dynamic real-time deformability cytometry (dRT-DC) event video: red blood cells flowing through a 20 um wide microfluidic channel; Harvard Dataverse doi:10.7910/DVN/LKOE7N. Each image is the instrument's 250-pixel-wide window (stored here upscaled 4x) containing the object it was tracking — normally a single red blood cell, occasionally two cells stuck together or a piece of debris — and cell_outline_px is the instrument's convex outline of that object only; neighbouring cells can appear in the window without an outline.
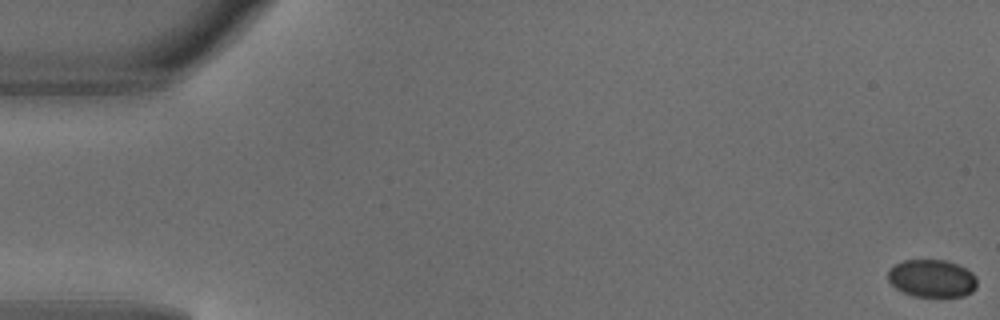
{"species": "common noctule bat (a hibernating species)", "species_latin": "Nyctalus noctula", "temperature_condition": "warm", "stored_images_in_passage": 5, "camera_frame_rate_fps": 3000, "um_per_image_px": 0.085, "animal": {"sex": "male", "body_mass_g": 18.8}, "frame": {"image": 1, "passage_image": 1, "time_ms": 0.0, "image_size_px": [1000, 320], "cell_outline_px": [[976, 288], [972, 292], [964, 296], [912, 296], [896, 288], [888, 280], [888, 268], [904, 260], [944, 260], [956, 264], [972, 272], [976, 276]], "centroid_in_image_um": [79.21, 23.66], "position_along_channel_um": 5.8, "area_um2": 19.48}}
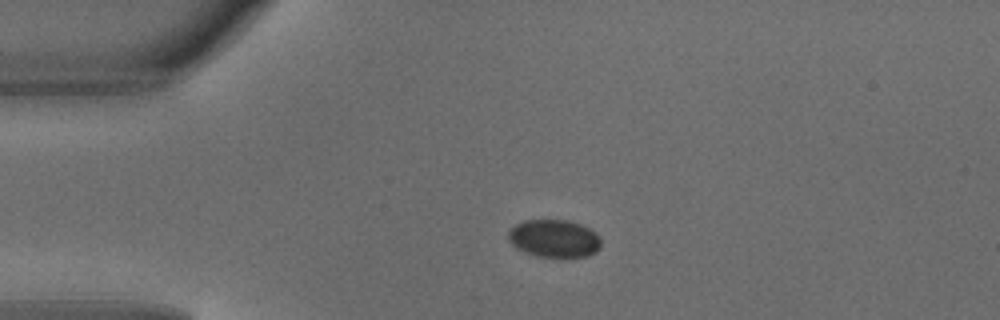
{"frame": {"image": 2, "passage_image": 4, "time_ms": 1.0, "image_size_px": [1000, 320], "cell_outline_px": [[600, 248], [596, 252], [588, 256], [540, 256], [516, 248], [508, 240], [508, 232], [516, 224], [524, 220], [568, 220], [580, 224], [596, 232], [600, 240]], "centroid_in_image_um": [47.11, 20.25], "position_along_channel_um": 37.9, "area_um2": 20.11}}